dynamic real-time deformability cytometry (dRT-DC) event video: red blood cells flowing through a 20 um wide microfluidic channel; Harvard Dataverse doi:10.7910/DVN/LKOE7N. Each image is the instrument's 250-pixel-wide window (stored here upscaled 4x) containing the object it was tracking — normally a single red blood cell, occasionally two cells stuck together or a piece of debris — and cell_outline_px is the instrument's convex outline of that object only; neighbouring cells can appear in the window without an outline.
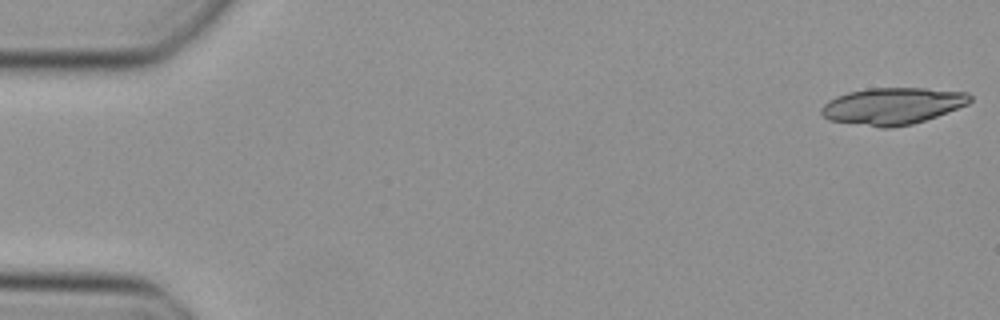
{"species": "Egyptian fruit bat (a non-hibernating species)", "species_latin": "Rousettus aegyptiacus", "temperature_condition": "cold", "stored_images_in_passage": 6, "camera_frame_rate_fps": 3000, "um_per_image_px": 0.085, "animal": {"sex": "female"}, "frame": {"image": 1, "passage_image": 1, "time_ms": 0.0, "image_size_px": [1000, 320], "cell_outline_px": [[972, 100], [968, 104], [936, 116], [912, 124], [892, 128], [880, 128], [828, 120], [820, 112], [820, 108], [828, 100], [836, 96], [848, 92], [868, 88], [924, 88], [968, 92], [972, 96]], "centroid_in_image_um": [75.84, 9.01], "position_along_channel_um": 9.2, "area_um2": 32.02}}